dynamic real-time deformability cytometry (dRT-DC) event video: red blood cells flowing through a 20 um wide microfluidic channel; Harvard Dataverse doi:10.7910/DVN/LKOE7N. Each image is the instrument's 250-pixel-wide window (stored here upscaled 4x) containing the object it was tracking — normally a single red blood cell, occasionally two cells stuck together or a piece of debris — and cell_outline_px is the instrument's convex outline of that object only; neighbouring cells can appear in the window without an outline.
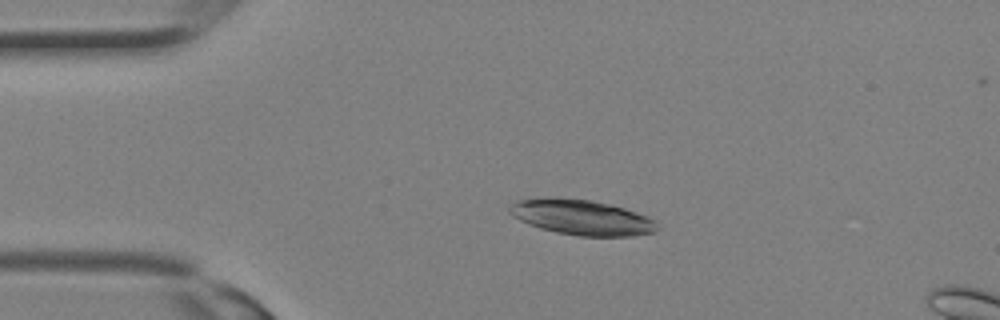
{"species": "Egyptian fruit bat (a non-hibernating species)", "species_latin": "Rousettus aegyptiacus", "temperature_condition": "room temperature", "stored_images_in_passage": 11, "camera_frame_rate_fps": 3000, "um_per_image_px": 0.085, "animal": {"sex": "female"}, "frame": {"image": 1, "passage_image": 8, "time_ms": 2.333, "image_size_px": [1000, 320], "cell_outline_px": [[660, 228], [656, 232], [632, 236], [580, 236], [556, 232], [540, 228], [528, 224], [512, 216], [508, 212], [508, 204], [516, 200], [544, 196], [556, 196], [592, 200], [612, 204], [648, 216], [656, 220]], "centroid_in_image_um": [49.42, 18.45], "position_along_channel_um": 35.6, "area_um2": 31.15}}